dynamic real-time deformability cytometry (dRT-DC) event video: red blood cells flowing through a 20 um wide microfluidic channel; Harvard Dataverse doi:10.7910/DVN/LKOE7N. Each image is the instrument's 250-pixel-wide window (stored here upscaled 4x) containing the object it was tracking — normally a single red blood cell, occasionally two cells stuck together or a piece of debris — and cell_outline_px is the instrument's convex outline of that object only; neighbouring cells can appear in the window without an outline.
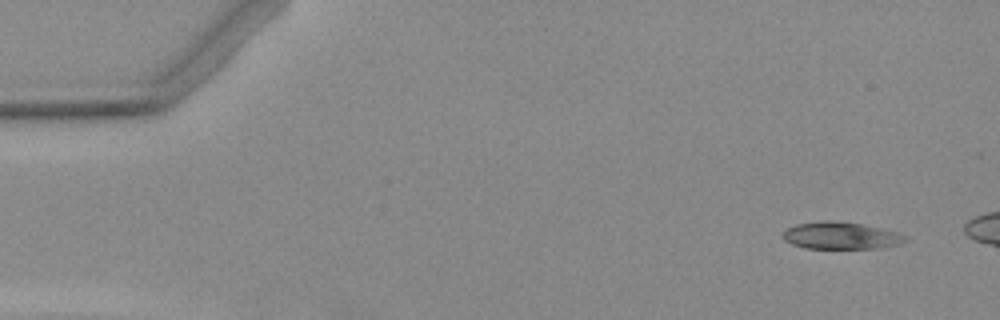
{"species": "Egyptian fruit bat (a non-hibernating species)", "species_latin": "Rousettus aegyptiacus", "temperature_condition": "warm", "stored_images_in_passage": 7, "camera_frame_rate_fps": 3000, "um_per_image_px": 0.085, "animal": {"sex": "female"}, "frame": {"image": 1, "passage_image": 1, "time_ms": 0.0, "image_size_px": [1000, 320], "cell_outline_px": [[908, 240], [900, 244], [884, 248], [804, 248], [792, 244], [784, 240], [780, 232], [796, 224], [824, 220], [828, 220], [860, 224], [900, 232], [908, 236]], "centroid_in_image_um": [71.49, 20.03], "position_along_channel_um": 13.5, "area_um2": 19.54}}
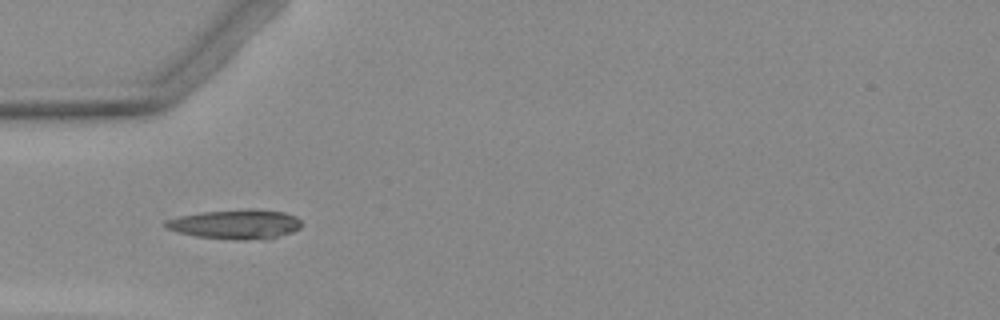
{"frame": {"image": 2, "passage_image": 6, "time_ms": 6.667, "image_size_px": [1000, 320], "cell_outline_px": [[300, 228], [292, 232], [276, 236], [244, 240], [236, 240], [196, 236], [164, 228], [160, 224], [164, 220], [180, 216], [200, 212], [252, 208], [284, 212], [296, 216], [300, 220]], "centroid_in_image_um": [19.96, 19.04], "position_along_channel_um": 65.0, "area_um2": 23.35}}
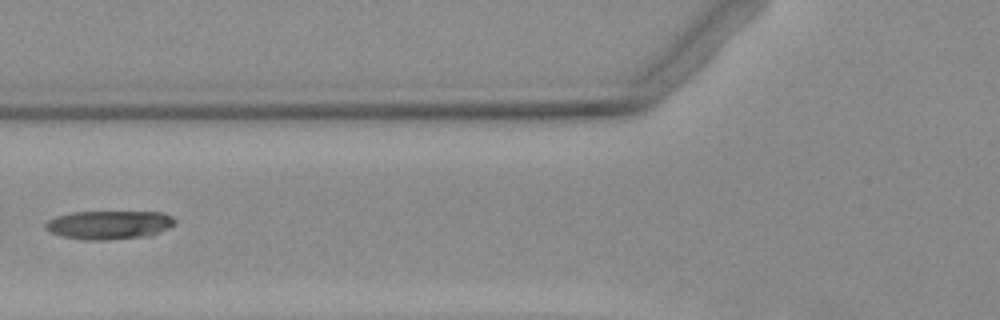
{"frame": {"image": 3, "passage_image": 7, "time_ms": 8.0, "image_size_px": [1000, 320], "cell_outline_px": [[176, 224], [168, 228], [148, 236], [104, 240], [88, 240], [60, 236], [44, 228], [44, 224], [48, 220], [56, 216], [72, 212], [164, 212], [172, 216], [176, 220]], "centroid_in_image_um": [9.27, 19.11], "position_along_channel_um": 116.5, "area_um2": 21.62}}